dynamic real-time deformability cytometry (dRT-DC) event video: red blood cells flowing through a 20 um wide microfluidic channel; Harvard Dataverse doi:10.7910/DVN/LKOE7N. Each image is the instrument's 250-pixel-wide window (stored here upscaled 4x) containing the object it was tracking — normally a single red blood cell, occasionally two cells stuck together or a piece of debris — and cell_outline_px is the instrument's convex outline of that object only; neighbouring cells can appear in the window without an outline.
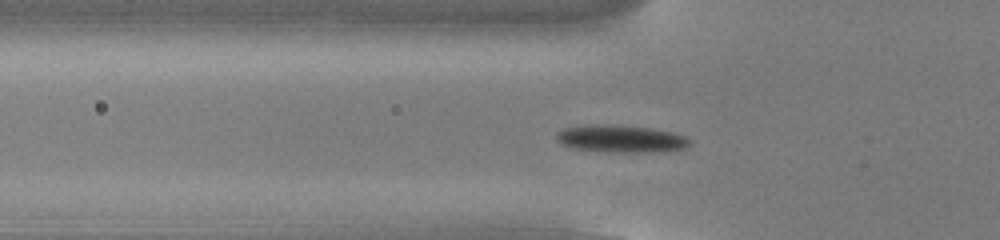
{"species": "common noctule bat (a hibernating species)", "species_latin": "Nyctalus noctula", "temperature_condition": "cold", "stored_images_in_passage": 40, "camera_frame_rate_fps": 3000, "um_per_image_px": 0.085, "animal": {"sex": "male", "body_mass_g": 13.0, "forearm_length_mm": 53.1}, "frame": {"image": 1, "passage_image": 5, "time_ms": 1.333, "image_size_px": [1000, 240], "cell_outline_px": [[692, 140], [688, 148], [664, 152], [612, 152], [572, 148], [560, 144], [556, 140], [556, 132], [564, 128], [592, 124], [604, 124], [652, 128], [672, 132], [684, 136]], "centroid_in_image_um": [52.8, 11.8], "position_along_channel_um": 73.0, "area_um2": 21.56}}
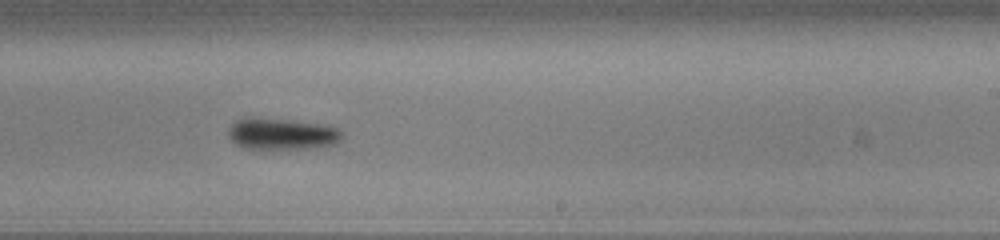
{"frame": {"image": 2, "passage_image": 20, "time_ms": 6.333, "image_size_px": [1000, 240], "cell_outline_px": [[340, 140], [336, 144], [312, 148], [264, 152], [244, 148], [236, 144], [228, 136], [228, 128], [236, 120], [248, 116], [292, 120], [320, 124], [336, 128], [340, 132]], "centroid_in_image_um": [23.86, 11.42], "position_along_channel_um": 265.1, "area_um2": 21.73}}
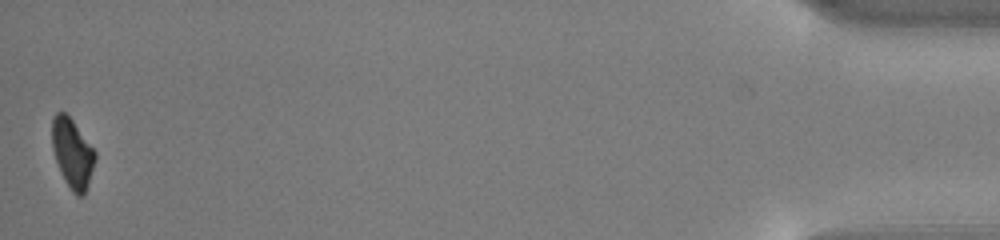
{"frame": {"image": 3, "passage_image": 40, "time_ms": 13.0, "image_size_px": [1000, 240], "cell_outline_px": [[96, 160], [84, 196], [76, 196], [72, 192], [64, 180], [60, 172], [52, 148], [52, 116], [56, 112], [64, 112], [72, 120], [96, 152]], "centroid_in_image_um": [6.15, 13.05], "position_along_channel_um": 429.1, "area_um2": 17.4}, "authors_computed_cell_mechanics": {"area_um2": 20.0277, "velocity_mm_per_s": 3.846, "shape_relaxation_time_tau1_ms": 3.0785, "shape_relaxation_time_tau2_ms": null, "deformation_change_tau1": 0.1413, "deformation_change_tau2": null}}